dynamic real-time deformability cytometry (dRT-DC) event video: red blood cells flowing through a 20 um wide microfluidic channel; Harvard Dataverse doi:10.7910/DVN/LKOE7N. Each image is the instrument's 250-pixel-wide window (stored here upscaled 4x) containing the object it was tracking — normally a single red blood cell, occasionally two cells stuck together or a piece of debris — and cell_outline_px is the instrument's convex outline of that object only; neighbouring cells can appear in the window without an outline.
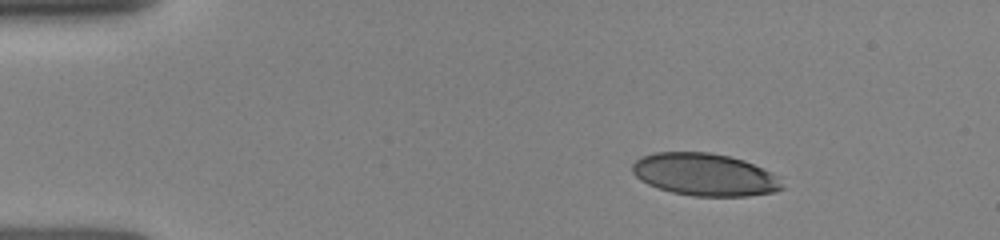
{"species": "human", "species_latin": "Homo sapiens", "temperature_condition": "room temperature", "stored_images_in_passage": 30, "camera_frame_rate_fps": 3000, "um_per_image_px": 0.085, "donor": {"sex": "female"}, "frame": {"image": 1, "passage_image": 2, "time_ms": 0.667, "image_size_px": [1000, 240], "cell_outline_px": [[784, 188], [772, 192], [748, 196], [696, 196], [672, 192], [648, 184], [640, 180], [632, 172], [632, 164], [640, 156], [652, 152], [708, 152], [728, 156], [744, 160], [772, 172], [780, 176]], "centroid_in_image_um": [59.91, 14.83], "position_along_channel_um": 25.1, "area_um2": 37.17}}
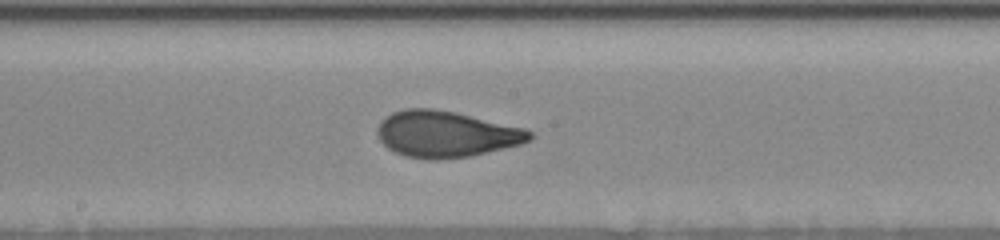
{"frame": {"image": 2, "passage_image": 16, "time_ms": 7.0, "image_size_px": [1000, 240], "cell_outline_px": [[532, 140], [520, 144], [504, 148], [468, 156], [436, 160], [428, 160], [404, 156], [388, 148], [380, 140], [376, 132], [376, 128], [380, 120], [384, 116], [392, 112], [404, 108], [432, 108], [456, 112], [524, 128], [532, 132]], "centroid_in_image_um": [37.86, 11.39], "position_along_channel_um": 210.3, "area_um2": 41.21}}
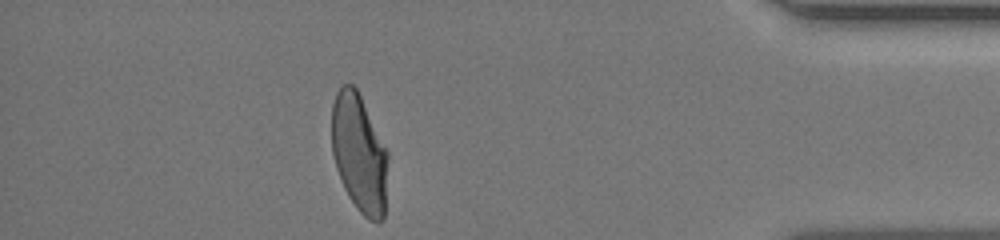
{"frame": {"image": 3, "passage_image": 27, "time_ms": 12.667, "image_size_px": [1000, 240], "cell_outline_px": [[388, 160], [384, 220], [368, 220], [356, 208], [348, 196], [344, 188], [336, 168], [332, 152], [332, 104], [336, 92], [344, 84], [352, 84], [356, 88], [388, 152]], "centroid_in_image_um": [30.53, 13.06], "position_along_channel_um": 404.7, "area_um2": 38.61}}